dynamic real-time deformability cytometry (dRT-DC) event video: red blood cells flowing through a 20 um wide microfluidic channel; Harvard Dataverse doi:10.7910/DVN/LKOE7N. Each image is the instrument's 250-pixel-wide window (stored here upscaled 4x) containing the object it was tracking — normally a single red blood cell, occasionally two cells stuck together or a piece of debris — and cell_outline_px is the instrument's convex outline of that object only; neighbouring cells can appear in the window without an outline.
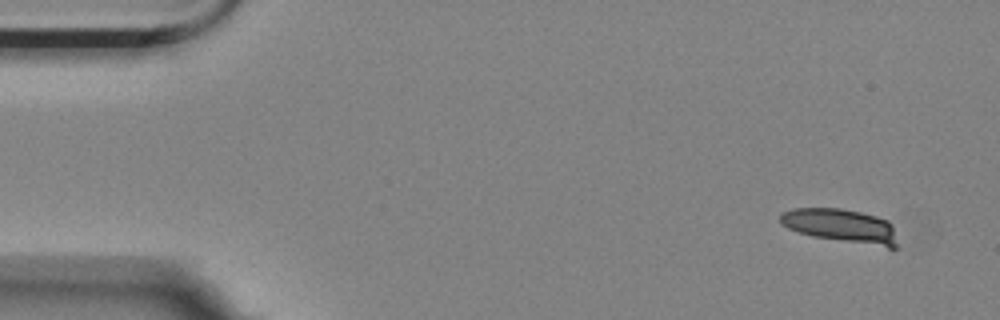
{"species": "Egyptian fruit bat (a non-hibernating species)", "species_latin": "Rousettus aegyptiacus", "temperature_condition": "room temperature", "stored_images_in_passage": 5, "segment_of_instrument_passage": [1, 2], "camera_frame_rate_fps": 3000, "um_per_image_px": 0.085, "animal": {"sex": "female"}, "frame": {"image": 1, "passage_image": 1, "time_ms": 0.0, "image_size_px": [1000, 320], "cell_outline_px": [[896, 248], [888, 248], [812, 236], [788, 228], [780, 224], [780, 216], [784, 212], [792, 208], [840, 208], [860, 212], [876, 216], [888, 220], [892, 224], [896, 244]], "centroid_in_image_um": [71.48, 19.19], "position_along_channel_um": 13.5, "area_um2": 22.89}}